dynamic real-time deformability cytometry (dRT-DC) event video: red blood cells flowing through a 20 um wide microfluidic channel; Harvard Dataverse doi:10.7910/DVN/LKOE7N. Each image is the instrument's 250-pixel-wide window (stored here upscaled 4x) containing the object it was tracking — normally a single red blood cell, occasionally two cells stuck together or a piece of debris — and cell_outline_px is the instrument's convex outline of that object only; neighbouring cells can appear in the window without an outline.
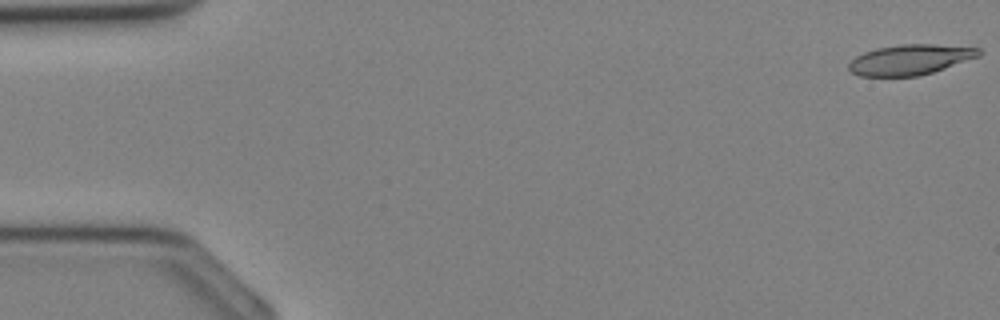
{"species": "Egyptian fruit bat (a non-hibernating species)", "species_latin": "Rousettus aegyptiacus", "temperature_condition": "cold", "stored_images_in_passage": 9, "camera_frame_rate_fps": 3000, "um_per_image_px": 0.085, "animal": {"sex": "female"}, "frame": {"image": 1, "passage_image": 1, "time_ms": 0.0, "image_size_px": [1000, 320], "cell_outline_px": [[980, 56], [932, 72], [916, 76], [860, 76], [852, 72], [848, 68], [848, 64], [856, 56], [864, 52], [880, 48], [904, 44], [932, 44], [980, 48]], "centroid_in_image_um": [77.36, 5.07], "position_along_channel_um": 7.6, "area_um2": 22.6}}